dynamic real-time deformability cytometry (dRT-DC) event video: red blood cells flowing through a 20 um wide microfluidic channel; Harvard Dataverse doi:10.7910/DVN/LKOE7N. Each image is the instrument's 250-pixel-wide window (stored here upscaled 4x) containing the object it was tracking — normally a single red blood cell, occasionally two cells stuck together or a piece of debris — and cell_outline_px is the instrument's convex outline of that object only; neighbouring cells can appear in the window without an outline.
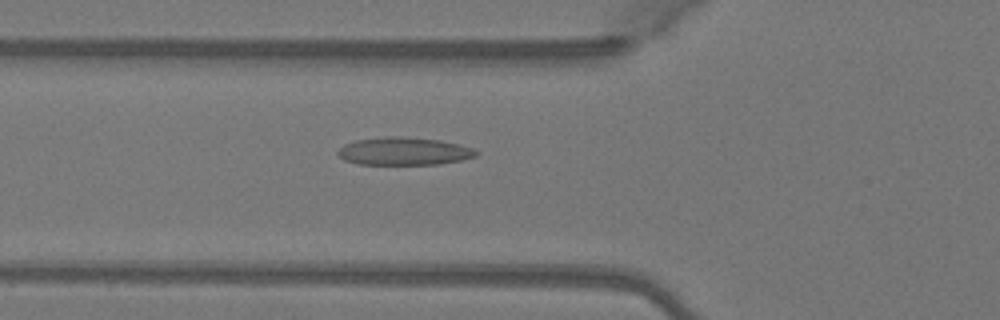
{"species": "Egyptian fruit bat (a non-hibernating species)", "species_latin": "Rousettus aegyptiacus", "temperature_condition": "warm", "stored_images_in_passage": 36, "camera_frame_rate_fps": 3000, "um_per_image_px": 0.085, "animal": {"sex": "female"}, "frame": {"image": 1, "passage_image": 8, "time_ms": 2.333, "image_size_px": [1000, 320], "cell_outline_px": [[480, 152], [476, 156], [460, 160], [440, 164], [360, 164], [344, 160], [336, 152], [344, 144], [356, 140], [388, 136], [400, 136], [440, 140], [472, 148]], "centroid_in_image_um": [34.33, 12.85], "position_along_channel_um": 91.5, "area_um2": 22.25}}
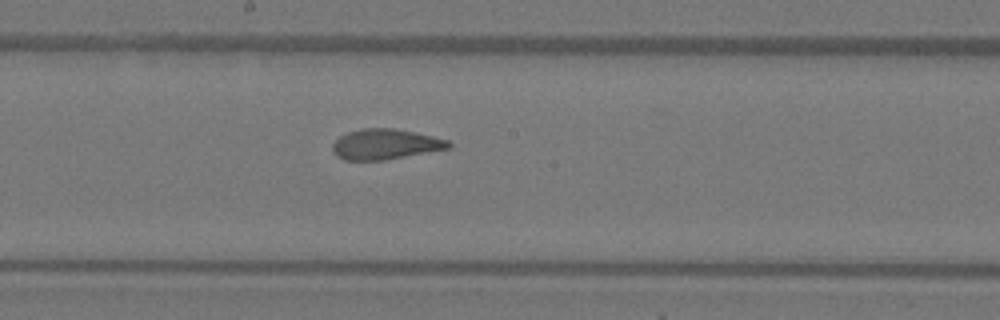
{"frame": {"image": 2, "passage_image": 17, "time_ms": 5.333, "image_size_px": [1000, 320], "cell_outline_px": [[452, 148], [384, 160], [344, 160], [336, 156], [332, 152], [332, 144], [340, 136], [348, 132], [364, 128], [396, 128], [432, 136], [448, 140], [452, 144]], "centroid_in_image_um": [32.75, 12.26], "position_along_channel_um": 215.4, "area_um2": 20.63}}
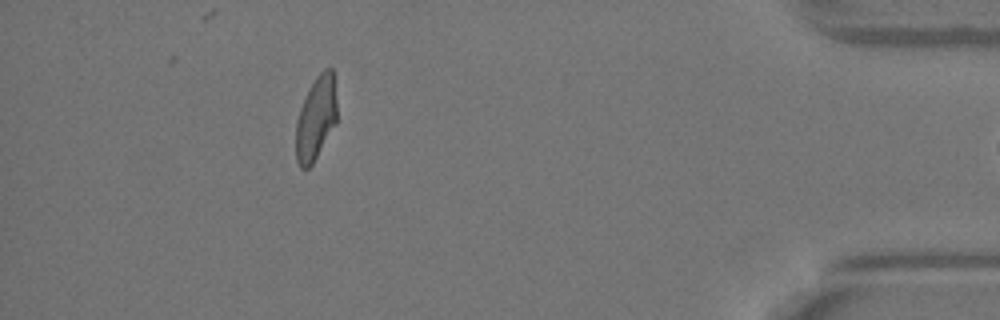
{"frame": {"image": 3, "passage_image": 35, "time_ms": 11.333, "image_size_px": [1000, 320], "cell_outline_px": [[336, 124], [312, 164], [308, 168], [300, 168], [296, 160], [296, 120], [300, 108], [308, 88], [316, 76], [324, 68], [332, 68], [336, 100]], "centroid_in_image_um": [26.84, 10.05], "position_along_channel_um": 408.4, "area_um2": 20.0}}